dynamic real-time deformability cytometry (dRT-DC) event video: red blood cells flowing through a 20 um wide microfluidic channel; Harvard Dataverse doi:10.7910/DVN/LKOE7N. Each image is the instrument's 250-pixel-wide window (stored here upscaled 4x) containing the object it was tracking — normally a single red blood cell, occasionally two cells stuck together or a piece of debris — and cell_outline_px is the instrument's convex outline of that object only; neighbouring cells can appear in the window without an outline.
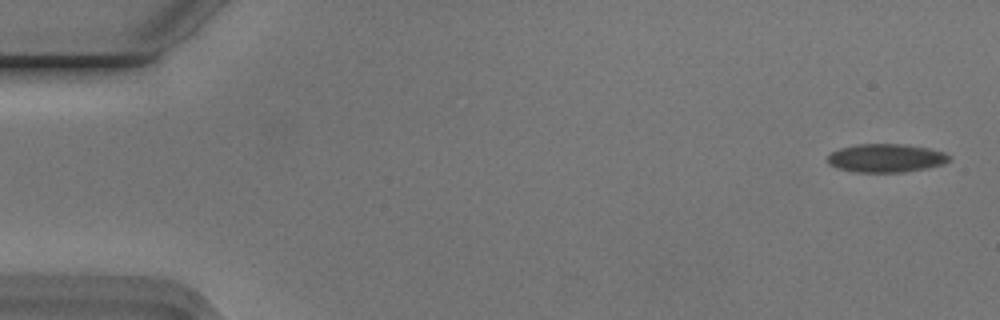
{"species": "Egyptian fruit bat (a non-hibernating species)", "species_latin": "Rousettus aegyptiacus", "temperature_condition": "cold", "stored_images_in_passage": 5, "camera_frame_rate_fps": 3000, "um_per_image_px": 0.085, "animal": {"sex": "male"}, "frame": {"image": 1, "passage_image": 1, "time_ms": 0.0, "image_size_px": [1000, 320], "cell_outline_px": [[952, 160], [944, 164], [928, 168], [904, 172], [856, 172], [836, 168], [828, 164], [828, 156], [832, 152], [840, 148], [856, 144], [904, 144], [928, 148], [944, 152], [952, 156]], "centroid_in_image_um": [75.35, 13.44], "position_along_channel_um": 9.7, "area_um2": 20.35}}
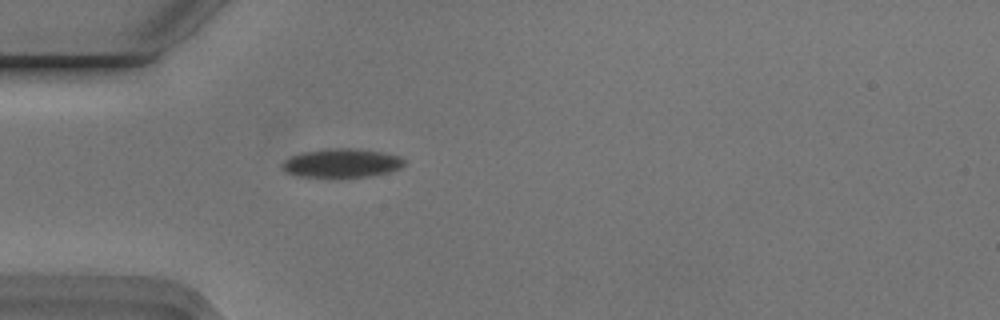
{"frame": {"image": 2, "passage_image": 5, "time_ms": 1.333, "image_size_px": [1000, 320], "cell_outline_px": [[404, 164], [400, 168], [388, 172], [368, 176], [336, 180], [300, 176], [284, 172], [280, 164], [284, 160], [300, 152], [328, 148], [356, 148], [380, 152], [400, 156], [404, 160]], "centroid_in_image_um": [28.98, 13.9], "position_along_channel_um": 56.0, "area_um2": 21.27}}